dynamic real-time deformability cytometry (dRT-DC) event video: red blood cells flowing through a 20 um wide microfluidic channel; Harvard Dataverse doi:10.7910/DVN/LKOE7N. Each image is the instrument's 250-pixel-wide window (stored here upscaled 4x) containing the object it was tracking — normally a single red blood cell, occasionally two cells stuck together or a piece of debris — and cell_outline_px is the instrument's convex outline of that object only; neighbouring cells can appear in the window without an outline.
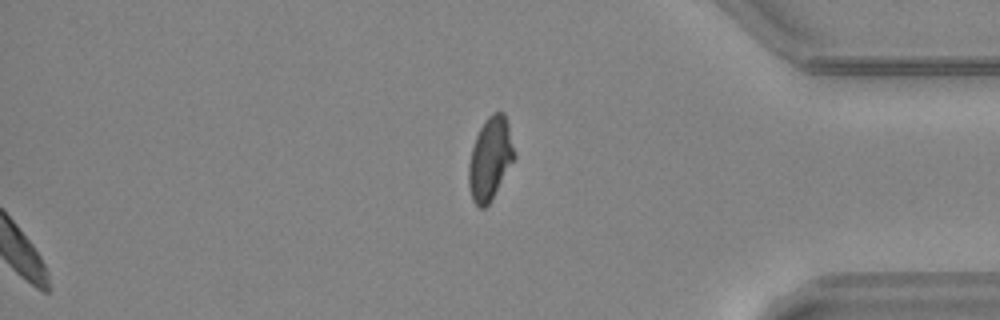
{"species": "common noctule bat (a hibernating species)", "species_latin": "Nyctalus noctula", "temperature_condition": "warm", "stored_images_in_passage": 48, "segment_of_instrument_passage": [2, 2], "camera_frame_rate_fps": 3000, "um_per_image_px": 0.085, "animal": {"sex": "female", "body_mass_g": 24.6, "forearm_length_mm": 56.2}, "frame": {"image": 1, "passage_image": 48, "time_ms": 15.667, "image_size_px": [1000, 320], "cell_outline_px": [[516, 156], [492, 200], [484, 208], [480, 208], [472, 200], [468, 184], [468, 164], [472, 148], [476, 136], [484, 120], [492, 112], [504, 112], [508, 124]], "centroid_in_image_um": [41.66, 13.49], "position_along_channel_um": 393.5, "area_um2": 22.08}}